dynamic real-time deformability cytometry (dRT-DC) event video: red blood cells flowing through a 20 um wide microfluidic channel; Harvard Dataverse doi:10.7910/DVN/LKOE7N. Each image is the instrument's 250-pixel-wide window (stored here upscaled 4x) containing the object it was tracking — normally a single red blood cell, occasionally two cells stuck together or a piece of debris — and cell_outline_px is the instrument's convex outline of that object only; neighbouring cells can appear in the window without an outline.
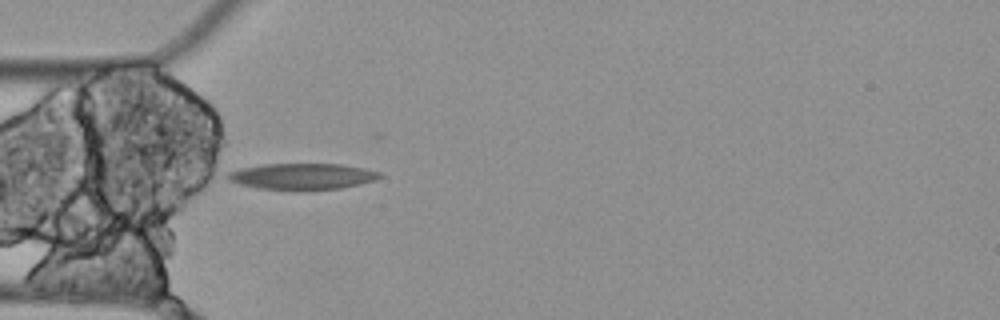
{"species": "Egyptian fruit bat (a non-hibernating species)", "species_latin": "Rousettus aegyptiacus", "temperature_condition": "cold", "stored_images_in_passage": 2, "camera_frame_rate_fps": 3000, "um_per_image_px": 0.085, "animal": {"sex": "female"}, "frame": {"image": 1, "passage_image": 2, "time_ms": 0.333, "image_size_px": [1000, 320], "cell_outline_px": [[384, 176], [376, 180], [360, 184], [340, 188], [256, 188], [240, 184], [228, 180], [224, 176], [228, 172], [240, 168], [260, 164], [344, 164], [364, 168], [380, 172]], "centroid_in_image_um": [25.69, 14.95], "position_along_channel_um": 59.3, "area_um2": 22.77}}